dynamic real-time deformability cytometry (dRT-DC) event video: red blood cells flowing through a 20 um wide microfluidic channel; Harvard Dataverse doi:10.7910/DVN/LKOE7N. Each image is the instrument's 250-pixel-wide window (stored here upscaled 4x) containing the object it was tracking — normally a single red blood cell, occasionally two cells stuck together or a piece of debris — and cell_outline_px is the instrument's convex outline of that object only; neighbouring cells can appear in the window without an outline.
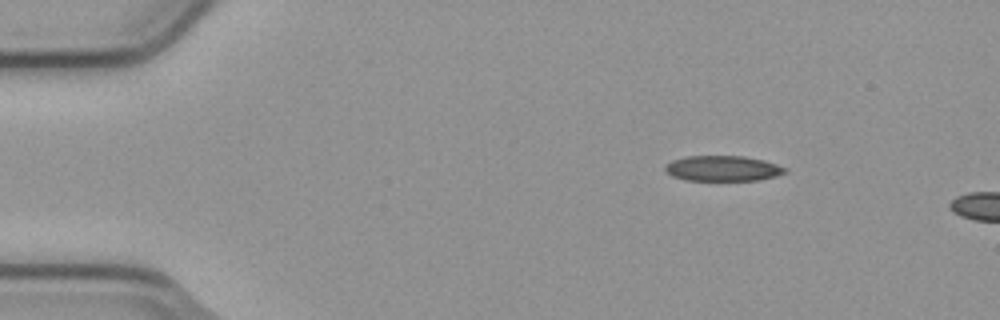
{"species": "common noctule bat (a hibernating species)", "species_latin": "Nyctalus noctula", "temperature_condition": "cold", "stored_images_in_passage": 2, "camera_frame_rate_fps": 3000, "um_per_image_px": 0.085, "animal": {"sex": "male", "body_mass_g": 23.1, "forearm_length_mm": 52.7}, "frame": {"image": 1, "passage_image": 1, "time_ms": 0.0, "image_size_px": [1000, 320], "cell_outline_px": [[788, 172], [776, 176], [760, 180], [688, 180], [672, 176], [664, 168], [672, 160], [684, 156], [744, 156], [764, 160], [788, 168]], "centroid_in_image_um": [61.49, 14.31], "position_along_channel_um": 23.5, "area_um2": 17.74}}